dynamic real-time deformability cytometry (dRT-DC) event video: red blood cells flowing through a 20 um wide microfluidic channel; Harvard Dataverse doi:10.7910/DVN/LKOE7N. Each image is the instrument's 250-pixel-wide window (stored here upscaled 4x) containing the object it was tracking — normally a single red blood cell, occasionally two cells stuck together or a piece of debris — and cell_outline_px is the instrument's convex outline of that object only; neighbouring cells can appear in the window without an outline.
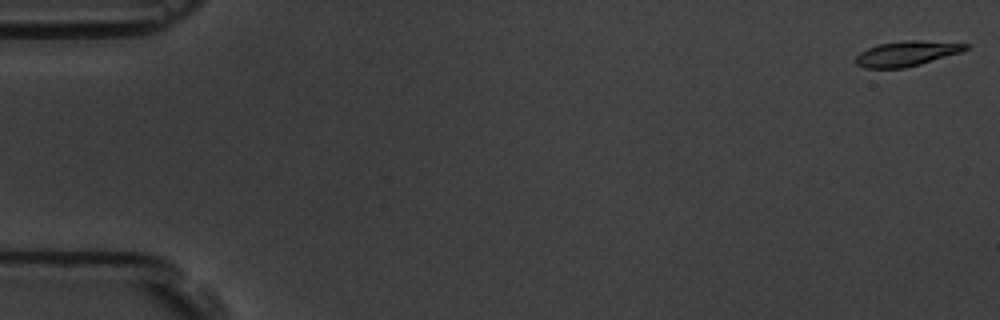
{"species": "common noctule bat (a hibernating species)", "species_latin": "Nyctalus noctula", "temperature_condition": "room temperature", "stored_images_in_passage": 56, "camera_frame_rate_fps": 3000, "um_per_image_px": 0.085, "animal": {"sex": "male", "body_mass_g": 19.5, "forearm_length_mm": 54.6}, "frame": {"image": 1, "passage_image": 1, "time_ms": 0.0, "image_size_px": [1000, 320], "cell_outline_px": [[968, 48], [960, 52], [920, 64], [904, 68], [864, 68], [856, 64], [856, 56], [860, 52], [868, 48], [880, 44], [904, 40], [920, 40], [968, 44]], "centroid_in_image_um": [77.03, 4.55], "position_along_channel_um": 8.0, "area_um2": 15.84}}
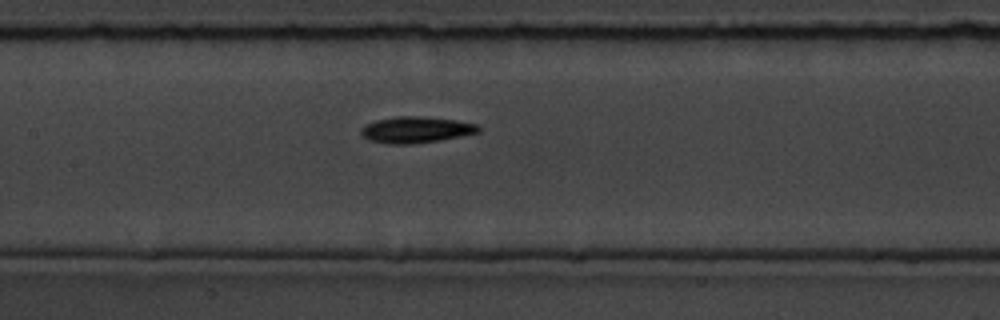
{"frame": {"image": 2, "passage_image": 27, "time_ms": 8.667, "image_size_px": [1000, 320], "cell_outline_px": [[480, 132], [460, 136], [412, 144], [388, 144], [368, 140], [360, 132], [360, 128], [364, 124], [376, 120], [396, 116], [420, 116], [456, 120], [480, 124]], "centroid_in_image_um": [35.34, 11.02], "position_along_channel_um": 172.1, "area_um2": 18.03}}
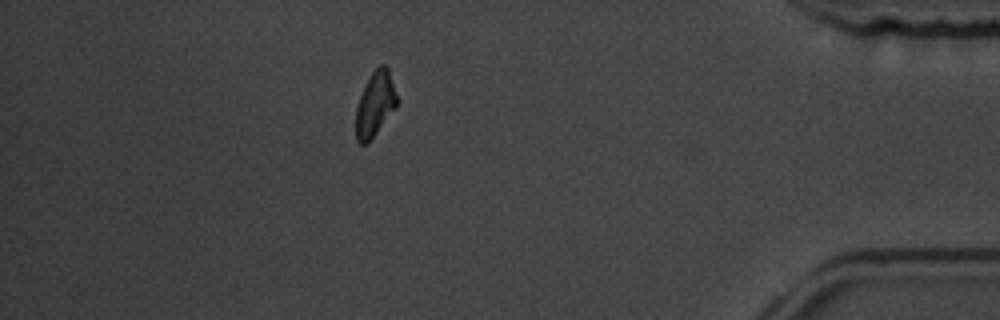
{"frame": {"image": 3, "passage_image": 50, "time_ms": 16.333, "image_size_px": [1000, 320], "cell_outline_px": [[400, 100], [396, 108], [368, 144], [360, 144], [356, 140], [356, 108], [364, 84], [372, 72], [380, 64], [384, 64], [388, 68]], "centroid_in_image_um": [31.91, 8.85], "position_along_channel_um": 403.3, "area_um2": 15.9}}